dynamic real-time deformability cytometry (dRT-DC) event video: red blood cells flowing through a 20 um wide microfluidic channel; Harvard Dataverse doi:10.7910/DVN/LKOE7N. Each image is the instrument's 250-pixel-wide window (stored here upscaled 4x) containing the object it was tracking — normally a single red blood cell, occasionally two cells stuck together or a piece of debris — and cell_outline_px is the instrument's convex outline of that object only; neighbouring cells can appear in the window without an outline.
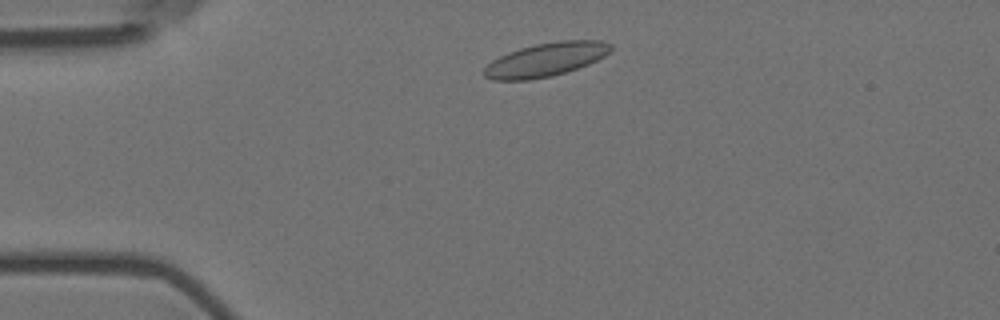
{"species": "Egyptian fruit bat (a non-hibernating species)", "species_latin": "Rousettus aegyptiacus", "temperature_condition": "room temperature", "stored_images_in_passage": 49, "camera_frame_rate_fps": 3000, "um_per_image_px": 0.085, "animal": {"sex": "female"}, "frame": {"image": 1, "passage_image": 5, "time_ms": 1.333, "image_size_px": [1000, 320], "cell_outline_px": [[612, 52], [588, 64], [552, 76], [528, 80], [492, 80], [484, 76], [484, 68], [492, 60], [508, 52], [520, 48], [536, 44], [560, 40], [600, 40], [612, 44]], "centroid_in_image_um": [46.4, 5.06], "position_along_channel_um": 38.6, "area_um2": 24.8}}
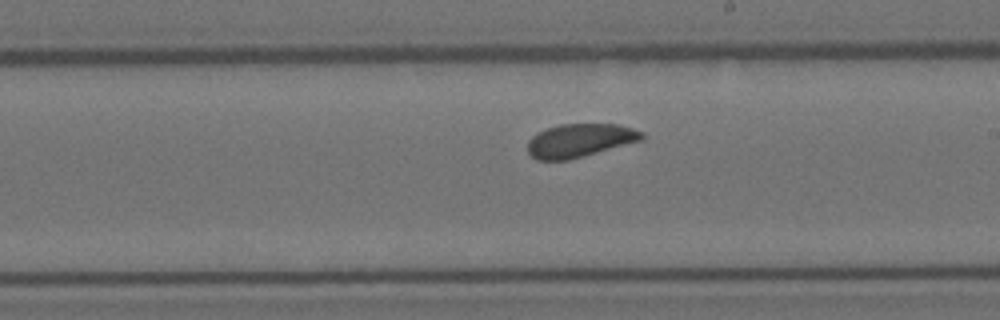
{"frame": {"image": 2, "passage_image": 25, "time_ms": 8.0, "image_size_px": [1000, 320], "cell_outline_px": [[644, 140], [584, 156], [568, 160], [536, 160], [528, 152], [528, 140], [532, 136], [548, 128], [560, 124], [616, 124], [632, 128], [644, 132]], "centroid_in_image_um": [49.31, 11.94], "position_along_channel_um": 239.7, "area_um2": 22.25}}
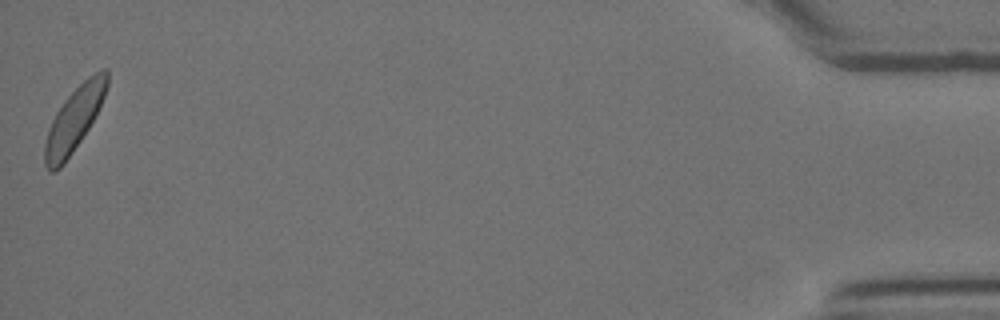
{"frame": {"image": 3, "passage_image": 49, "time_ms": 16.0, "image_size_px": [1000, 320], "cell_outline_px": [[108, 84], [104, 96], [88, 128], [64, 164], [56, 172], [52, 172], [44, 164], [44, 144], [48, 128], [56, 112], [64, 100], [88, 76], [104, 68], [108, 68]], "centroid_in_image_um": [6.28, 10.15], "position_along_channel_um": 428.9, "area_um2": 22.72}, "authors_computed_cell_mechanics": {"area_um2": 23.0044, "velocity_mm_per_s": 3.5244, "shape_relaxation_time_tau1_ms": null, "shape_relaxation_time_tau2_ms": 4.6678, "deformation_change_tau1": null, "deformation_change_tau2": 0.0917}}